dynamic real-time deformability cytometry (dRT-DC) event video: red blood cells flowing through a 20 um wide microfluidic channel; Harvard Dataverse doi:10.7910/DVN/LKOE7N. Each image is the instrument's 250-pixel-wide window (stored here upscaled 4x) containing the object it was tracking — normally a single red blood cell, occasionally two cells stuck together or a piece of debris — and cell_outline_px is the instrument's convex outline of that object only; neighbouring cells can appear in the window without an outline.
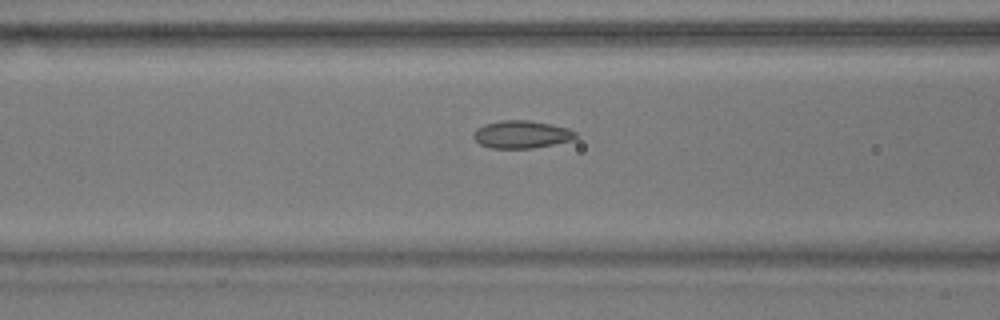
{"species": "common noctule bat (a hibernating species)", "species_latin": "Nyctalus noctula", "temperature_condition": "warm", "stored_images_in_passage": 39, "camera_frame_rate_fps": 3000, "um_per_image_px": 0.085, "animal": {"sex": "male", "body_mass_g": 17.9}, "frame": {"image": 1, "passage_image": 5, "time_ms": 1.333, "image_size_px": [1000, 320], "cell_outline_px": [[576, 140], [532, 148], [492, 148], [480, 144], [472, 136], [476, 128], [484, 124], [500, 120], [528, 120], [552, 124], [568, 128], [576, 132]], "centroid_in_image_um": [44.35, 11.42], "position_along_channel_um": 122.3, "area_um2": 16.59}}
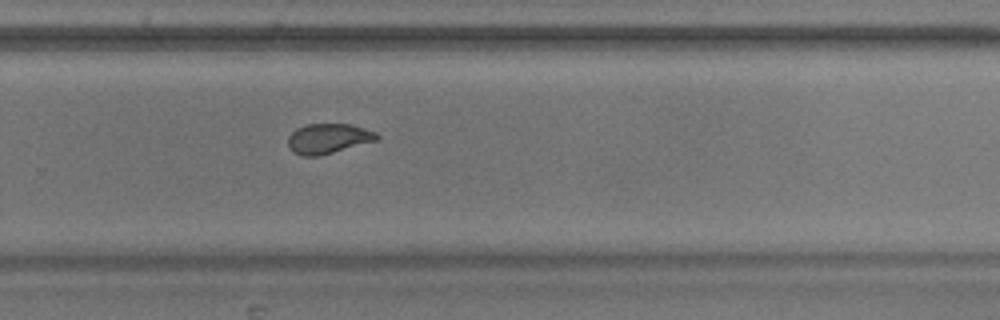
{"frame": {"image": 2, "passage_image": 20, "time_ms": 6.333, "image_size_px": [1000, 320], "cell_outline_px": [[380, 136], [376, 140], [320, 156], [300, 156], [292, 152], [288, 144], [288, 136], [296, 128], [308, 124], [352, 124], [376, 132]], "centroid_in_image_um": [27.87, 11.78], "position_along_channel_um": 301.9, "area_um2": 15.55}}
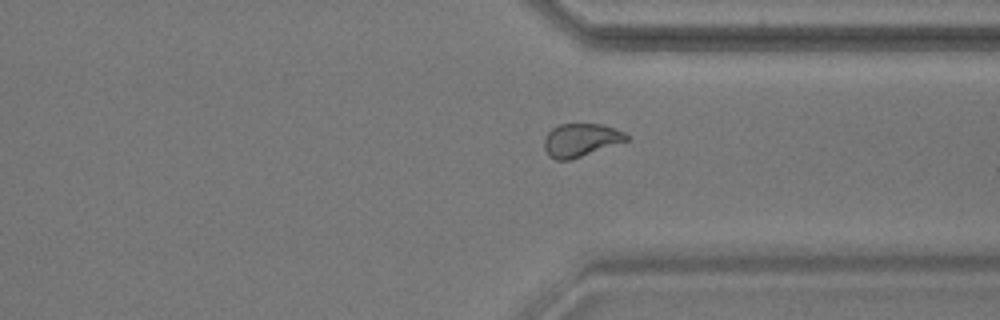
{"frame": {"image": 3, "passage_image": 25, "time_ms": 8.0, "image_size_px": [1000, 320], "cell_outline_px": [[628, 140], [572, 160], [556, 160], [548, 156], [544, 148], [544, 140], [548, 132], [552, 128], [560, 124], [600, 124], [624, 132], [628, 136]], "centroid_in_image_um": [49.33, 11.92], "position_along_channel_um": 362.1, "area_um2": 15.84}}